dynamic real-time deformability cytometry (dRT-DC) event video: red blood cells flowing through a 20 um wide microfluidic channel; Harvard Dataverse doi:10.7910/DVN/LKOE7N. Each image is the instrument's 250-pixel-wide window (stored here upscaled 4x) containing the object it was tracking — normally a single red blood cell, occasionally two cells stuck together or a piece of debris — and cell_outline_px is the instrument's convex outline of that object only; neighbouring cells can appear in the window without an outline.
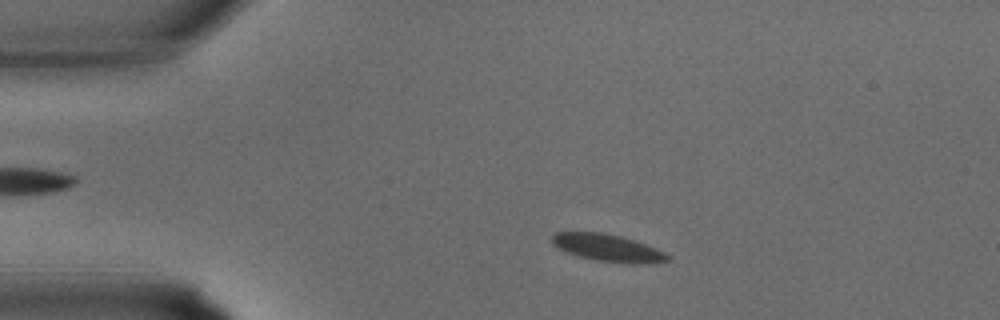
{"species": "common noctule bat (a hibernating species)", "species_latin": "Nyctalus noctula", "temperature_condition": "warm", "stored_images_in_passage": 31, "camera_frame_rate_fps": 3000, "um_per_image_px": 0.085, "animal": {"sex": "male", "body_mass_g": 15.6}, "frame": {"image": 1, "passage_image": 4, "time_ms": 1.0, "image_size_px": [1000, 320], "cell_outline_px": [[668, 260], [596, 260], [580, 256], [568, 252], [552, 244], [552, 236], [556, 232], [604, 232], [620, 236], [644, 244], [664, 252], [668, 256]], "centroid_in_image_um": [51.47, 20.98], "position_along_channel_um": 33.5, "area_um2": 16.7}}
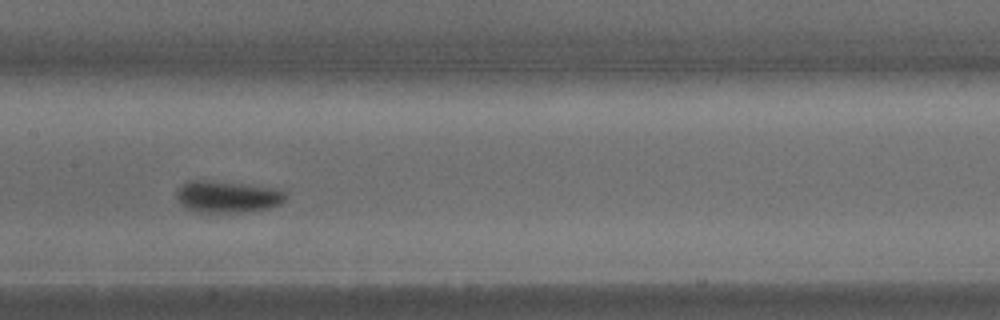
{"frame": {"image": 2, "passage_image": 14, "time_ms": 4.333, "image_size_px": [1000, 320], "cell_outline_px": [[288, 196], [280, 204], [268, 208], [240, 212], [196, 212], [188, 208], [176, 196], [176, 192], [188, 180], [212, 180], [248, 184], [280, 188]], "centroid_in_image_um": [19.39, 16.7], "position_along_channel_um": 188.0, "area_um2": 20.17}}
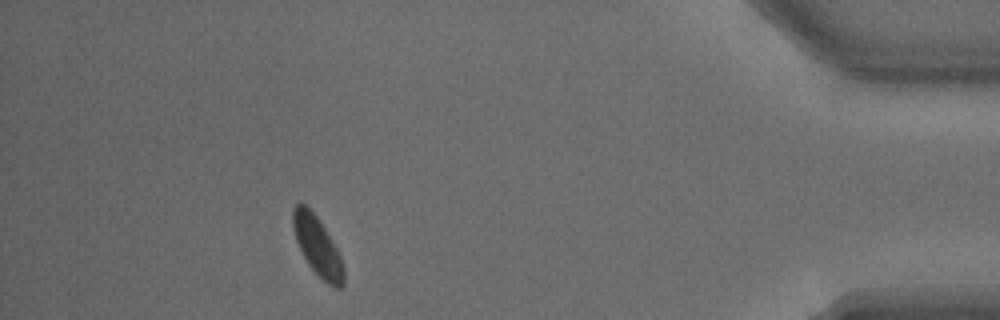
{"frame": {"image": 3, "passage_image": 28, "time_ms": 9.0, "image_size_px": [1000, 320], "cell_outline_px": [[344, 284], [340, 288], [332, 288], [308, 264], [296, 240], [292, 224], [292, 212], [296, 204], [304, 204], [316, 216], [340, 252], [344, 268]], "centroid_in_image_um": [27.01, 20.96], "position_along_channel_um": 408.2, "area_um2": 17.22}}